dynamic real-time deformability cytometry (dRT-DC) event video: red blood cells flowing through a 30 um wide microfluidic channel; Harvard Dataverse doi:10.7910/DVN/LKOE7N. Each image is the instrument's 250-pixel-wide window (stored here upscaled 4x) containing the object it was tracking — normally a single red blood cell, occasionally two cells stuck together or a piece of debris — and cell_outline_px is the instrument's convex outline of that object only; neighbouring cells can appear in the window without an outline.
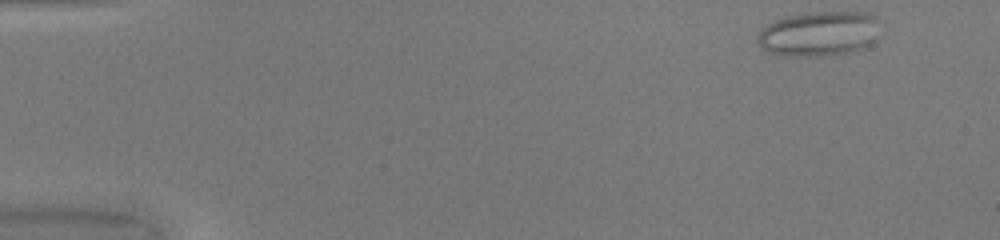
{"species": "common noctule bat (a hibernating species)", "species_latin": "Nyctalus noctula", "temperature_condition": "warm", "stored_images_in_passage": 47, "camera_frame_rate_fps": 3000, "um_per_image_px": 0.085, "animal": {"sex": "female", "body_mass_g": 20.0, "forearm_length_mm": 54.0}, "frame": {"image": 1, "passage_image": 1, "time_ms": 0.0, "image_size_px": [1000, 240], "cell_outline_px": [[880, 20], [876, 40], [872, 44], [848, 52], [824, 56], [780, 56], [768, 52], [756, 40], [756, 36], [760, 28], [772, 20], [784, 16], [812, 12], [868, 12], [876, 16]], "centroid_in_image_um": [69.59, 2.85], "position_along_channel_um": 15.4, "area_um2": 32.66}}
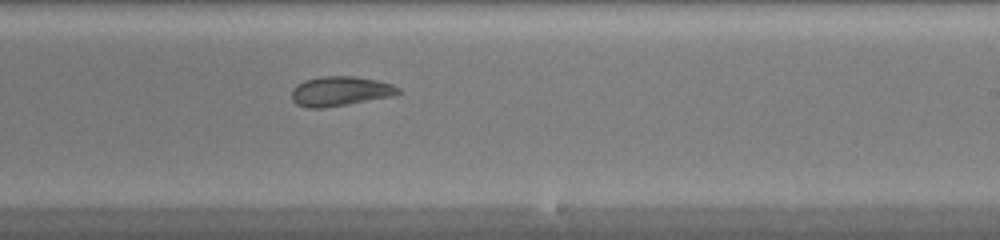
{"frame": {"image": 2, "passage_image": 28, "time_ms": 9.0, "image_size_px": [1000, 240], "cell_outline_px": [[400, 92], [392, 96], [348, 104], [324, 108], [308, 108], [296, 104], [292, 100], [292, 88], [296, 84], [304, 80], [320, 76], [356, 76], [376, 80], [392, 84], [400, 88]], "centroid_in_image_um": [28.88, 7.75], "position_along_channel_um": 260.1, "area_um2": 18.5}}
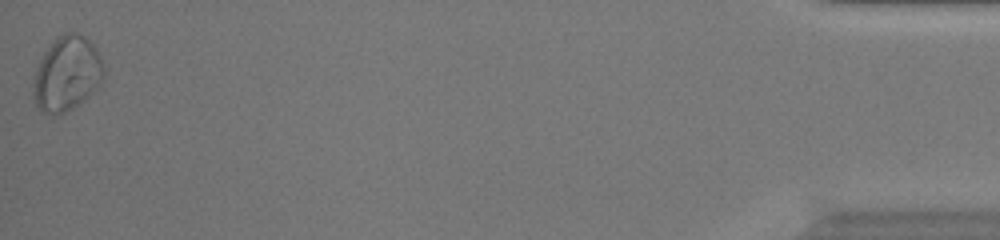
{"frame": {"image": 3, "passage_image": 47, "time_ms": 15.333, "image_size_px": [1000, 240], "cell_outline_px": [[104, 76], [100, 84], [88, 96], [72, 108], [64, 112], [40, 112], [32, 100], [32, 84], [36, 68], [44, 52], [64, 32], [76, 32], [84, 36], [96, 48], [100, 56], [104, 68]], "centroid_in_image_um": [5.67, 6.26], "position_along_channel_um": 429.5, "area_um2": 30.4}, "authors_computed_cell_mechanics": {"area_um2": 21.9062, "velocity_mm_per_s": 4.104, "shape_relaxation_time_tau1_ms": null, "shape_relaxation_time_tau2_ms": 2.1886, "deformation_change_tau1": null, "deformation_change_tau2": 0.0667}}